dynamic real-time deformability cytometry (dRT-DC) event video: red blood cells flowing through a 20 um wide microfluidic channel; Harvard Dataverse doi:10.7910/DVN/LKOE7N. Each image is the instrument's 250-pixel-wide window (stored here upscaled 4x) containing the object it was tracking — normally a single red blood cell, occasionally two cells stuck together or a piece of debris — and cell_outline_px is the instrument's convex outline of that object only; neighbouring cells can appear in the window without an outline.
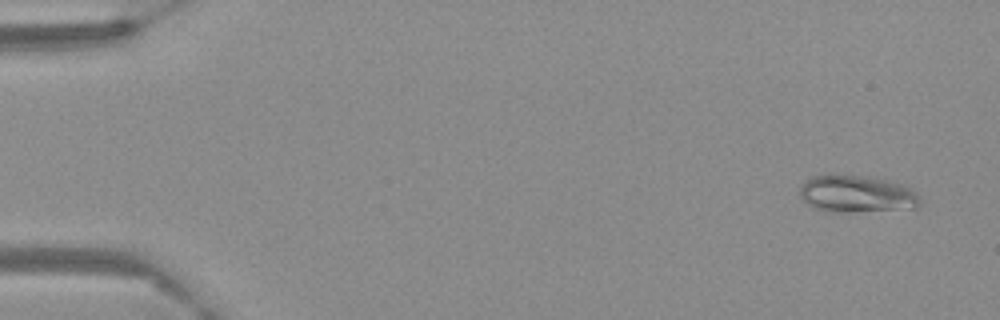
{"species": "Egyptian fruit bat (a non-hibernating species)", "species_latin": "Rousettus aegyptiacus", "temperature_condition": "warm", "stored_images_in_passage": 61, "camera_frame_rate_fps": 3000, "um_per_image_px": 0.085, "frame": {"image": 1, "passage_image": 4, "time_ms": 1.0, "image_size_px": [1000, 320], "cell_outline_px": [[920, 204], [916, 208], [848, 212], [828, 212], [812, 208], [800, 196], [800, 188], [812, 176], [868, 176], [888, 180], [904, 184], [912, 188], [920, 196]], "centroid_in_image_um": [72.88, 16.51], "position_along_channel_um": 12.1, "area_um2": 25.95}}
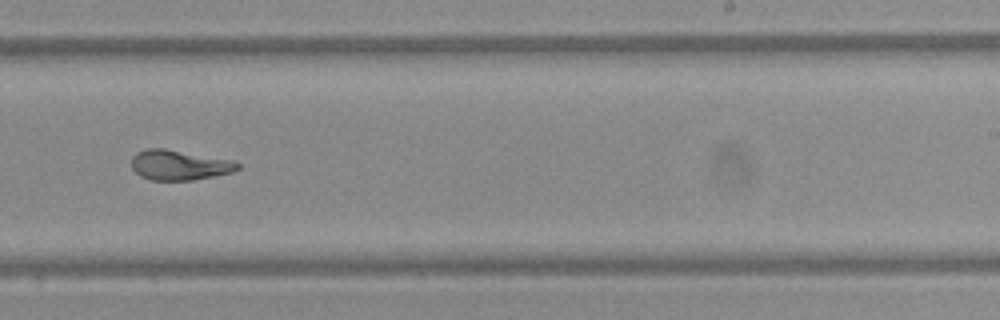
{"frame": {"image": 2, "passage_image": 39, "time_ms": 12.667, "image_size_px": [1000, 320], "cell_outline_px": [[240, 168], [232, 172], [192, 180], [152, 180], [140, 176], [132, 168], [132, 156], [136, 152], [148, 148], [164, 148], [232, 160], [240, 164]], "centroid_in_image_um": [15.22, 14.02], "position_along_channel_um": 273.8, "area_um2": 18.5}}
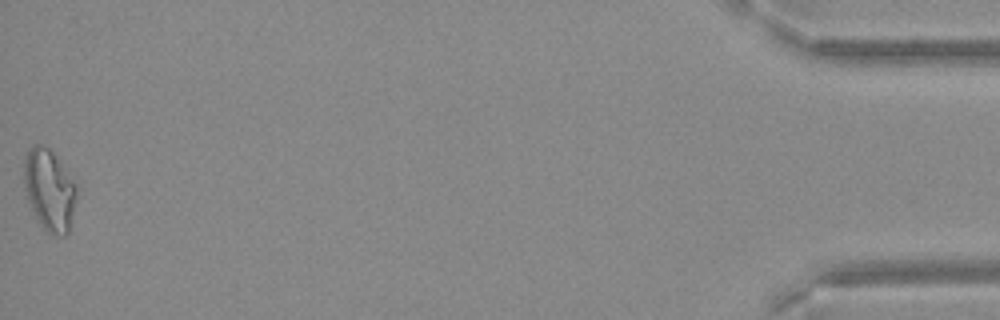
{"frame": {"image": 3, "passage_image": 61, "time_ms": 20.0, "image_size_px": [1000, 320], "cell_outline_px": [[76, 196], [68, 232], [64, 236], [56, 236], [44, 232], [36, 220], [28, 200], [24, 184], [24, 160], [32, 144], [40, 144], [48, 148], [52, 152], [76, 184]], "centroid_in_image_um": [4.17, 16.19], "position_along_channel_um": 431.0, "area_um2": 24.8}}